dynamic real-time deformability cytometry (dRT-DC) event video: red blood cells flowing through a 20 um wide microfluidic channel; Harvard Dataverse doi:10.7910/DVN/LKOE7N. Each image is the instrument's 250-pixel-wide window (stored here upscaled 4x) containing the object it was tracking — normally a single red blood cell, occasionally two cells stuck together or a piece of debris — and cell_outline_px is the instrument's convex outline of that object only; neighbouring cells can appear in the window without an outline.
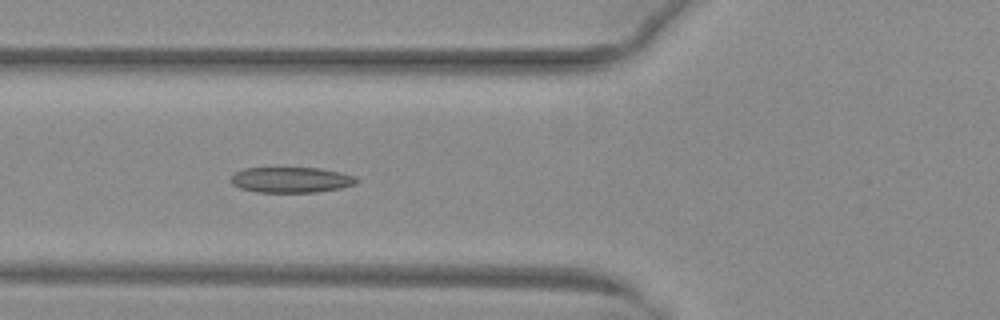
{"species": "common noctule bat (a hibernating species)", "species_latin": "Nyctalus noctula", "temperature_condition": "warm", "stored_images_in_passage": 38, "camera_frame_rate_fps": 3000, "um_per_image_px": 0.085, "animal": {"sex": "female", "body_mass_g": 29.2, "forearm_length_mm": 56.3}, "frame": {"image": 1, "passage_image": 6, "time_ms": 1.667, "image_size_px": [1000, 320], "cell_outline_px": [[360, 180], [356, 184], [340, 188], [316, 192], [256, 192], [240, 188], [232, 184], [232, 176], [236, 172], [244, 168], [320, 168], [340, 172], [356, 176]], "centroid_in_image_um": [24.79, 15.28], "position_along_channel_um": 101.0, "area_um2": 18.73}}
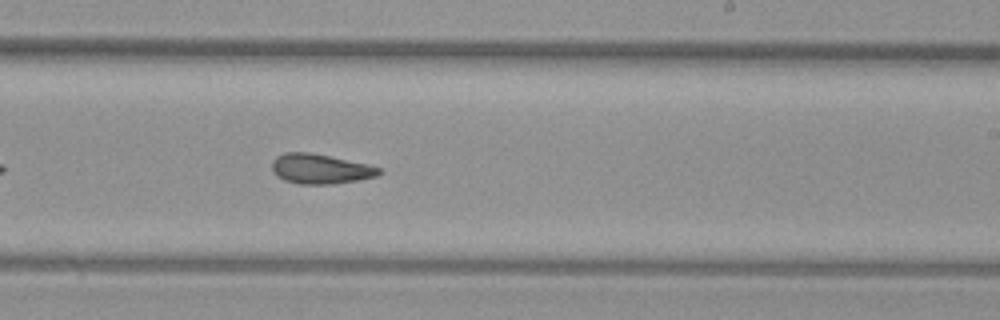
{"frame": {"image": 2, "passage_image": 18, "time_ms": 5.667, "image_size_px": [1000, 320], "cell_outline_px": [[384, 172], [376, 176], [360, 180], [332, 184], [300, 184], [284, 180], [276, 176], [272, 172], [272, 160], [276, 156], [284, 152], [308, 152], [368, 164], [380, 168]], "centroid_in_image_um": [27.21, 14.36], "position_along_channel_um": 261.8, "area_um2": 18.73}}
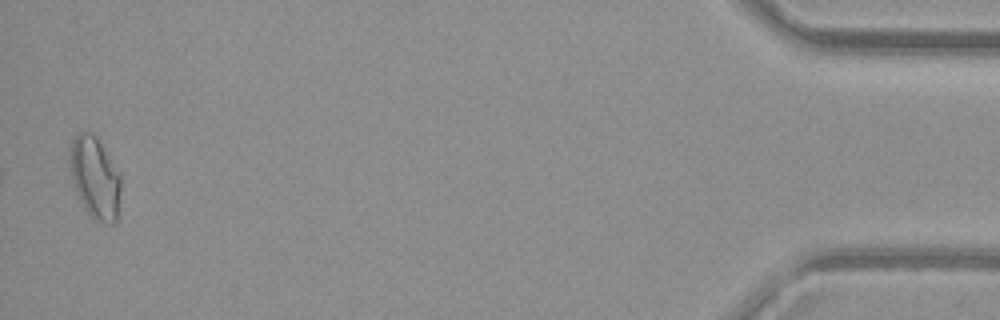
{"frame": {"image": 3, "passage_image": 37, "time_ms": 12.0, "image_size_px": [1000, 320], "cell_outline_px": [[120, 192], [116, 220], [112, 224], [96, 220], [84, 208], [72, 184], [68, 160], [68, 152], [72, 140], [76, 132], [92, 132], [96, 136], [120, 176]], "centroid_in_image_um": [8.01, 15.07], "position_along_channel_um": 427.2, "area_um2": 24.22}, "authors_computed_cell_mechanics": {"area_um2": 18.7272, "velocity_mm_per_s": 4.0217, "shape_relaxation_time_tau1_ms": 7.2091, "shape_relaxation_time_tau2_ms": 2.695, "deformation_change_tau1": 0.1862, "deformation_change_tau2": 0.0972}}